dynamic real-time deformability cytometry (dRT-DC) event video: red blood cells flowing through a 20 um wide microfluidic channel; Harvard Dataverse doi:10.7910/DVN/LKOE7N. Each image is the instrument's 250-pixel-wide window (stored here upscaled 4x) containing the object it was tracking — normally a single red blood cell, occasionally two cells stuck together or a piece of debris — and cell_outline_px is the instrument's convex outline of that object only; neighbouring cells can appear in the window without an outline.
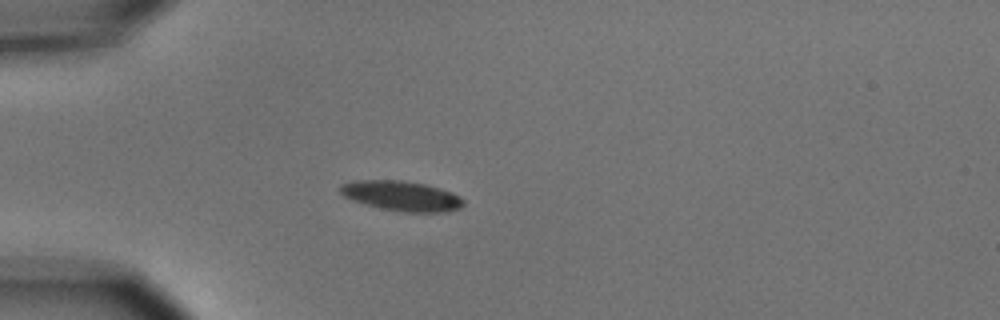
{"species": "common noctule bat (a hibernating species)", "species_latin": "Nyctalus noctula", "temperature_condition": "cold", "stored_images_in_passage": 4, "camera_frame_rate_fps": 3000, "um_per_image_px": 0.085, "animal": {"sex": "male", "body_mass_g": 15.6}, "frame": {"image": 1, "passage_image": 4, "time_ms": 3.667, "image_size_px": [1000, 320], "cell_outline_px": [[464, 204], [460, 208], [444, 212], [404, 212], [380, 208], [364, 204], [352, 200], [344, 196], [340, 192], [340, 184], [352, 180], [400, 180], [424, 184], [440, 188], [452, 192], [460, 196], [464, 200]], "centroid_in_image_um": [34.12, 16.65], "position_along_channel_um": 50.9, "area_um2": 21.62}}